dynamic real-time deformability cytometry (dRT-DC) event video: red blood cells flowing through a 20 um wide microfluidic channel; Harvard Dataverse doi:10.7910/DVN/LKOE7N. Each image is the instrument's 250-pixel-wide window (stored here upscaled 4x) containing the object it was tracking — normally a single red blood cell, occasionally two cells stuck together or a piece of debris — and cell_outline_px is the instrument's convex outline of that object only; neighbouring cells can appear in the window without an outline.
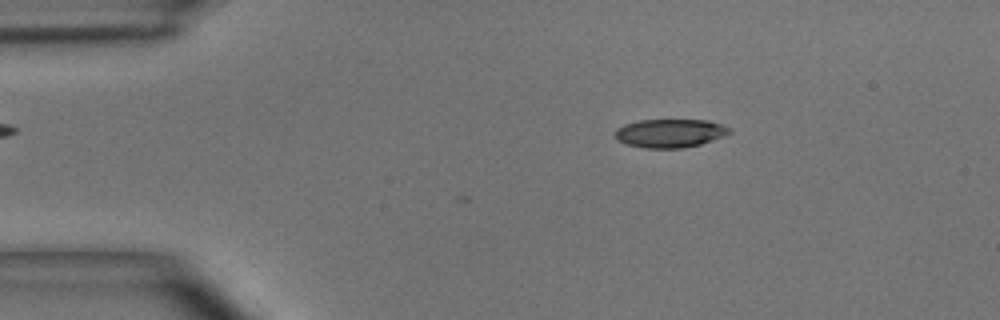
{"species": "common noctule bat (a hibernating species)", "species_latin": "Nyctalus noctula", "temperature_condition": "room temperature", "stored_images_in_passage": 5, "camera_frame_rate_fps": 3000, "um_per_image_px": 0.085, "animal": {"sex": "male", "body_mass_g": 15.6}, "frame": {"image": 1, "passage_image": 3, "time_ms": 0.667, "image_size_px": [1000, 320], "cell_outline_px": [[732, 132], [724, 136], [700, 144], [684, 148], [644, 148], [624, 144], [616, 140], [612, 136], [616, 128], [624, 124], [640, 120], [708, 120], [732, 128]], "centroid_in_image_um": [56.9, 11.33], "position_along_channel_um": 28.1, "area_um2": 19.31}}